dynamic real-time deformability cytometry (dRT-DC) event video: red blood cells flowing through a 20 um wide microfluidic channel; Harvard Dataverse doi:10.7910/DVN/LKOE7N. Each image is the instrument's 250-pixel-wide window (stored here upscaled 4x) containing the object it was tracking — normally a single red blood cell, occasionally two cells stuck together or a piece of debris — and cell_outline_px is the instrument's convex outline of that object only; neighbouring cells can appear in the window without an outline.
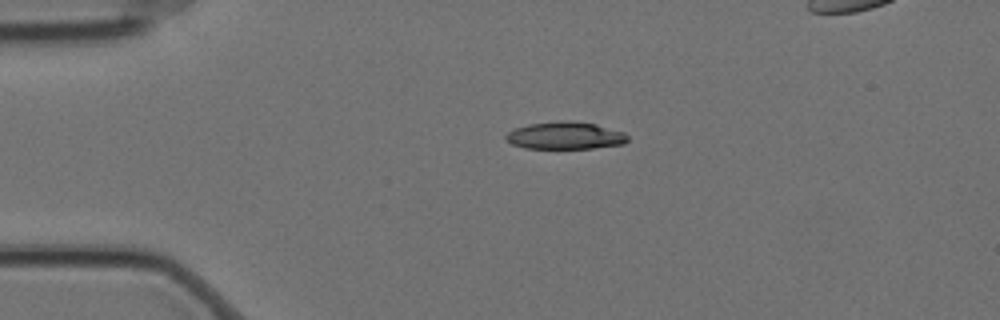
{"species": "Egyptian fruit bat (a non-hibernating species)", "species_latin": "Rousettus aegyptiacus", "temperature_condition": "cold", "stored_images_in_passage": 4, "segment_of_instrument_passage": [1, 2], "camera_frame_rate_fps": 3000, "um_per_image_px": 0.085, "animal": {"sex": "female"}, "frame": {"image": 1, "passage_image": 2, "time_ms": 0.333, "image_size_px": [1000, 320], "cell_outline_px": [[628, 140], [624, 144], [592, 148], [524, 148], [512, 144], [504, 140], [504, 136], [508, 132], [516, 128], [528, 124], [560, 120], [596, 124], [624, 132], [628, 136]], "centroid_in_image_um": [48.02, 11.52], "position_along_channel_um": 37.0, "area_um2": 19.42}}